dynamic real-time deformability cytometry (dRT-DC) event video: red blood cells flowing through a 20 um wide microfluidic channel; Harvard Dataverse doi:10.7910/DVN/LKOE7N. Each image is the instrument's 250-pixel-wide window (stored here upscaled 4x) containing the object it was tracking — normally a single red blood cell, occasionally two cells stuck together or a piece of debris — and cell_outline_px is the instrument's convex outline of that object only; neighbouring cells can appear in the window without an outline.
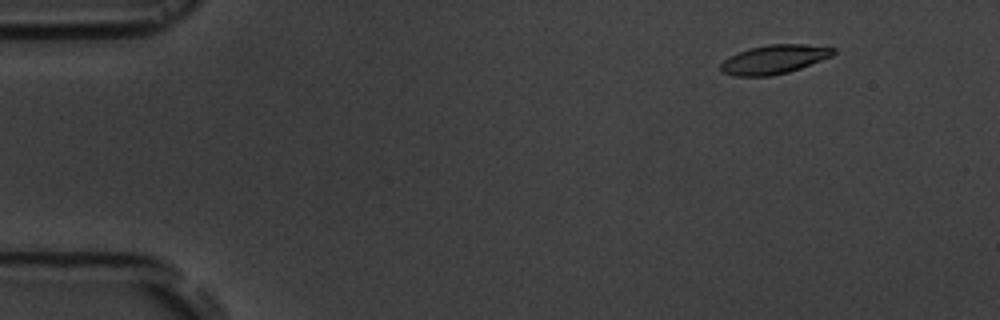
{"species": "common noctule bat (a hibernating species)", "species_latin": "Nyctalus noctula", "temperature_condition": "room temperature", "stored_images_in_passage": 6, "segment_of_instrument_passage": [1, 2], "camera_frame_rate_fps": 3000, "um_per_image_px": 0.085, "animal": {"sex": "male", "body_mass_g": 19.5, "forearm_length_mm": 54.6}, "frame": {"image": 1, "passage_image": 2, "time_ms": 1.333, "image_size_px": [1000, 320], "cell_outline_px": [[836, 52], [832, 56], [800, 68], [788, 72], [768, 76], [732, 76], [720, 72], [720, 64], [728, 56], [748, 48], [768, 44], [804, 44], [836, 48]], "centroid_in_image_um": [65.76, 5.04], "position_along_channel_um": 19.2, "area_um2": 19.13}}